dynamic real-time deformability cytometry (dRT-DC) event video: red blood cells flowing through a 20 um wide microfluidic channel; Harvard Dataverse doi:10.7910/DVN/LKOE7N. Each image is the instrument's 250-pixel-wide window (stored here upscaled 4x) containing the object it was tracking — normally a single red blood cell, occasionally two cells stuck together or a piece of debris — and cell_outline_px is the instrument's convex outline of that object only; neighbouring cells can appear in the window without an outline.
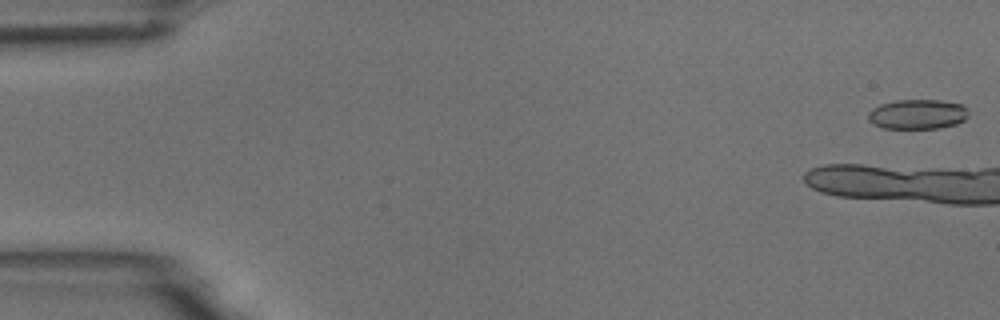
{"species": "common noctule bat (a hibernating species)", "species_latin": "Nyctalus noctula", "temperature_condition": "room temperature", "stored_images_in_passage": 6, "camera_frame_rate_fps": 3000, "um_per_image_px": 0.085, "animal": {"sex": "male", "body_mass_g": 18.8}, "frame": {"image": 1, "passage_image": 1, "time_ms": 0.0, "image_size_px": [1000, 320], "cell_outline_px": [[968, 116], [964, 120], [956, 124], [940, 128], [880, 128], [872, 124], [868, 120], [868, 112], [872, 108], [880, 104], [896, 100], [940, 100], [960, 104], [968, 108]], "centroid_in_image_um": [77.97, 9.71], "position_along_channel_um": 7.0, "area_um2": 17.57}}